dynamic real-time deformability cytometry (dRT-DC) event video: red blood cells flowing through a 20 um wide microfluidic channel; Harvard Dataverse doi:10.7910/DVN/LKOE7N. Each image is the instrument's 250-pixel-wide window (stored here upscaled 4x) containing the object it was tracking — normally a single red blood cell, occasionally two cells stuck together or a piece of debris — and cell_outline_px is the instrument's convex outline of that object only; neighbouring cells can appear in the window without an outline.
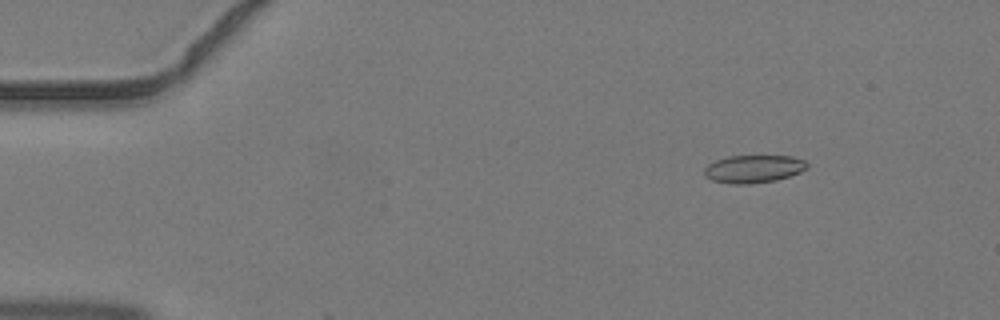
{"species": "common noctule bat (a hibernating species)", "species_latin": "Nyctalus noctula", "temperature_condition": "warm", "stored_images_in_passage": 3, "camera_frame_rate_fps": 3000, "um_per_image_px": 0.085, "animal": {"sex": "male", "body_mass_g": 19.2, "forearm_length_mm": 51.8}, "frame": {"image": 1, "passage_image": 1, "time_ms": 0.0, "image_size_px": [1000, 320], "cell_outline_px": [[808, 168], [800, 172], [776, 180], [748, 184], [732, 184], [712, 180], [704, 176], [704, 168], [708, 164], [716, 160], [728, 156], [792, 156], [804, 160], [808, 164]], "centroid_in_image_um": [64.04, 14.35], "position_along_channel_um": 21.0, "area_um2": 16.65}}
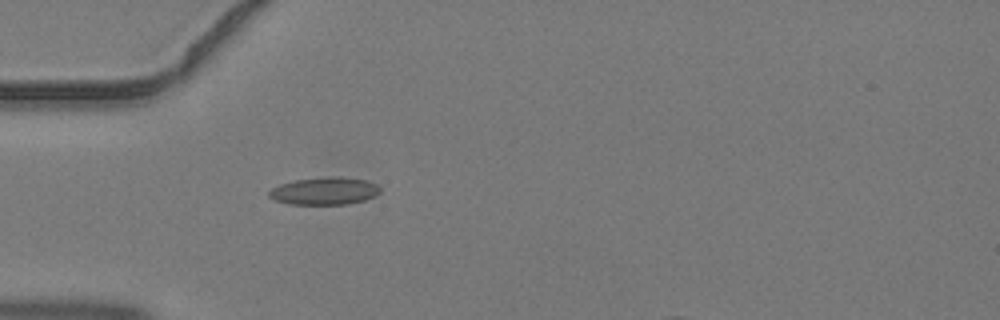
{"frame": {"image": 2, "passage_image": 3, "time_ms": 0.667, "image_size_px": [1000, 320], "cell_outline_px": [[380, 192], [376, 196], [364, 200], [348, 204], [292, 204], [276, 200], [268, 196], [268, 192], [272, 188], [280, 184], [296, 180], [328, 176], [340, 176], [368, 180], [376, 184], [380, 188]], "centroid_in_image_um": [27.62, 16.22], "position_along_channel_um": 57.4, "area_um2": 17.86}}